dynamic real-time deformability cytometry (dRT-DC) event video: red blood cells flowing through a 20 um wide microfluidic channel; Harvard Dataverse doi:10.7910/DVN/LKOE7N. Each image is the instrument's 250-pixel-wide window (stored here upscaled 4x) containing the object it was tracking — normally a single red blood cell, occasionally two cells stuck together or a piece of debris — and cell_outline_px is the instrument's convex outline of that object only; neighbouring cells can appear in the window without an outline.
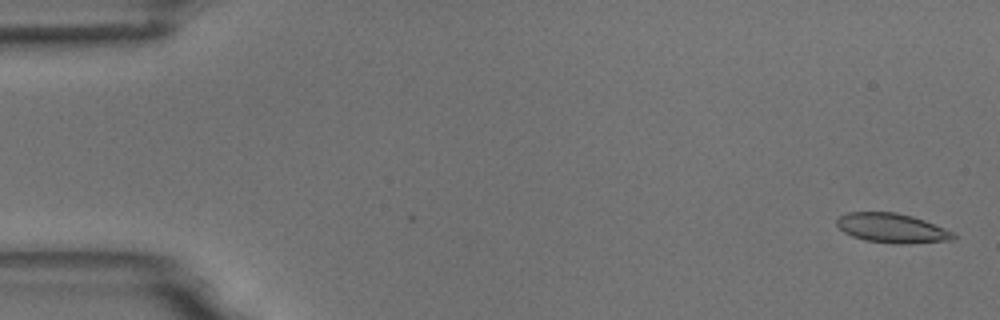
{"species": "common noctule bat (a hibernating species)", "species_latin": "Nyctalus noctula", "temperature_condition": "room temperature", "stored_images_in_passage": 7, "camera_frame_rate_fps": 3000, "um_per_image_px": 0.085, "animal": {"sex": "male", "body_mass_g": 18.8}, "frame": {"image": 1, "passage_image": 1, "time_ms": 0.0, "image_size_px": [1000, 320], "cell_outline_px": [[956, 240], [908, 244], [892, 244], [864, 240], [852, 236], [844, 232], [836, 224], [836, 220], [840, 216], [848, 212], [896, 212], [912, 216], [924, 220], [944, 228], [952, 232], [956, 236]], "centroid_in_image_um": [75.83, 19.4], "position_along_channel_um": 9.2, "area_um2": 20.17}}
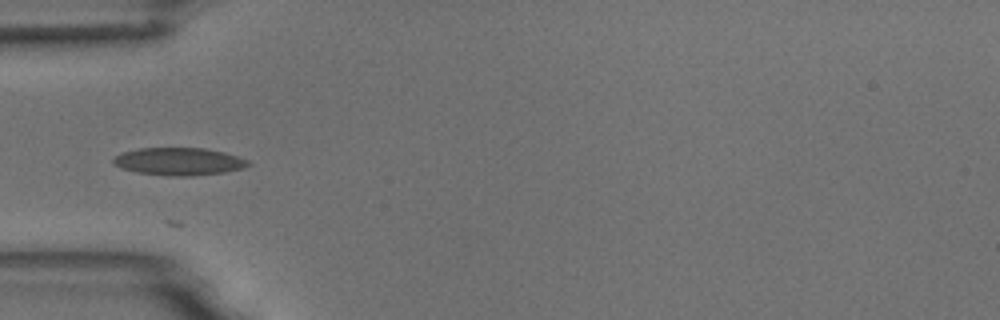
{"frame": {"image": 2, "passage_image": 5, "time_ms": 5.333, "image_size_px": [1000, 320], "cell_outline_px": [[252, 164], [244, 168], [224, 172], [192, 176], [168, 176], [136, 172], [120, 168], [112, 164], [112, 160], [116, 156], [124, 152], [140, 148], [204, 148], [224, 152], [248, 160]], "centroid_in_image_um": [15.2, 13.73], "position_along_channel_um": 69.8, "area_um2": 21.73}}